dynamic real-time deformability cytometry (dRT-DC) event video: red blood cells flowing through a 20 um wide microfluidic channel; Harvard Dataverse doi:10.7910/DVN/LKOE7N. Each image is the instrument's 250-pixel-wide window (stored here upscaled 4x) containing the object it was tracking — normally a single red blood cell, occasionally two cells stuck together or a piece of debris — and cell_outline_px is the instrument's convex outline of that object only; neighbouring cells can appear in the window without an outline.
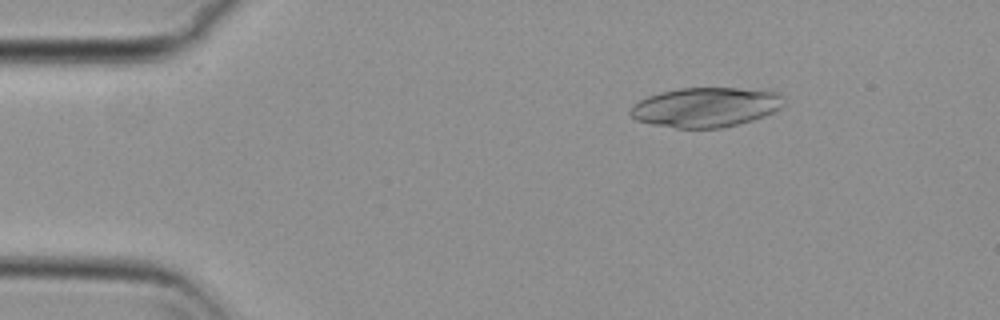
{"species": "common noctule bat (a hibernating species)", "species_latin": "Nyctalus noctula", "temperature_condition": "cold", "stored_images_in_passage": 51, "camera_frame_rate_fps": 3000, "um_per_image_px": 0.085, "animal": {"sex": "female", "body_mass_g": 29.2, "forearm_length_mm": 56.3}, "frame": {"image": 1, "passage_image": 8, "time_ms": 2.333, "image_size_px": [1000, 320], "cell_outline_px": [[784, 104], [780, 108], [764, 116], [752, 120], [720, 128], [676, 128], [652, 124], [636, 120], [628, 112], [632, 104], [648, 96], [660, 92], [680, 88], [736, 88], [780, 92], [784, 96]], "centroid_in_image_um": [59.98, 9.11], "position_along_channel_um": 25.0, "area_um2": 35.49}}